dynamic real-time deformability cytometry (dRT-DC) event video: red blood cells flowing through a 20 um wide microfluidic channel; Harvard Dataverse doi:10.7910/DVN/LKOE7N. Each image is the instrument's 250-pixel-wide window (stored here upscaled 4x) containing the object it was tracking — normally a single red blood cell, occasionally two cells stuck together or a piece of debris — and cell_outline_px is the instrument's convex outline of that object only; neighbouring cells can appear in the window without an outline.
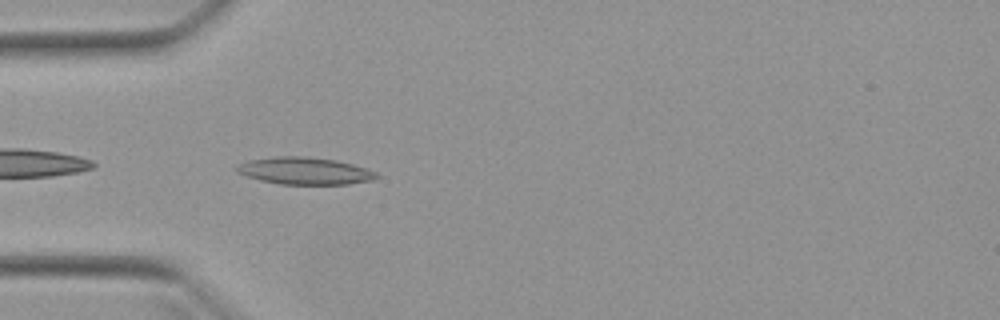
{"species": "Egyptian fruit bat (a non-hibernating species)", "species_latin": "Rousettus aegyptiacus", "temperature_condition": "warm", "stored_images_in_passage": 38, "camera_frame_rate_fps": 3000, "um_per_image_px": 0.085, "animal": {"sex": "female"}, "frame": {"image": 1, "passage_image": 2, "time_ms": 0.333, "image_size_px": [1000, 320], "cell_outline_px": [[380, 176], [372, 180], [348, 184], [280, 184], [260, 180], [236, 172], [236, 164], [248, 160], [276, 156], [304, 156], [336, 160], [352, 164], [376, 172]], "centroid_in_image_um": [25.87, 14.52], "position_along_channel_um": 59.1, "area_um2": 22.08}}
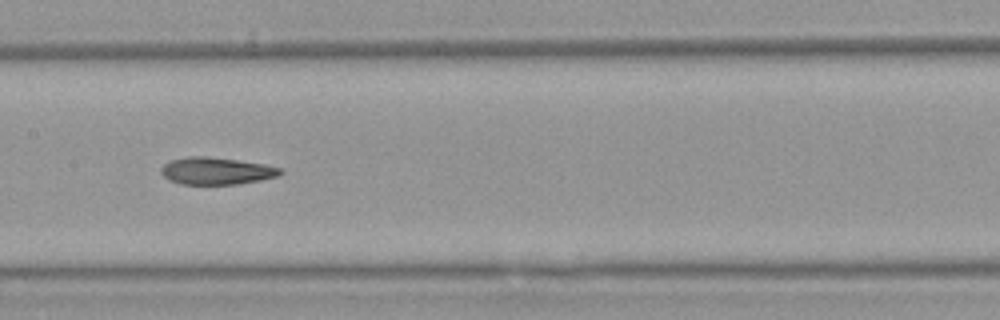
{"frame": {"image": 2, "passage_image": 12, "time_ms": 3.667, "image_size_px": [1000, 320], "cell_outline_px": [[284, 172], [276, 176], [260, 180], [236, 184], [180, 184], [168, 180], [160, 172], [160, 168], [168, 160], [188, 156], [208, 156], [264, 164], [280, 168]], "centroid_in_image_um": [18.33, 14.52], "position_along_channel_um": 189.1, "area_um2": 18.9}}
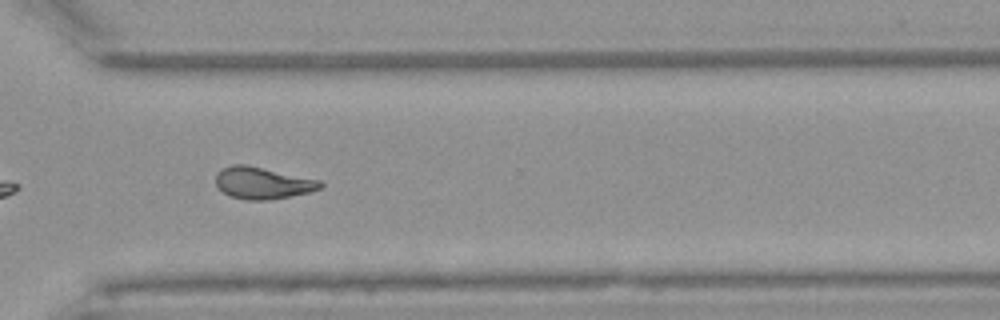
{"frame": {"image": 3, "passage_image": 24, "time_ms": 7.667, "image_size_px": [1000, 320], "cell_outline_px": [[324, 184], [320, 188], [308, 192], [268, 200], [244, 200], [228, 196], [216, 184], [216, 176], [220, 168], [232, 164], [248, 164], [320, 180]], "centroid_in_image_um": [22.29, 15.54], "position_along_channel_um": 348.3, "area_um2": 19.48}, "authors_computed_cell_mechanics": {"area_um2": 19.2474, "velocity_mm_per_s": 3.9867, "shape_relaxation_time_tau1_ms": null, "shape_relaxation_time_tau2_ms": 2.3612, "deformation_change_tau1": null, "deformation_change_tau2": 0.1007}}